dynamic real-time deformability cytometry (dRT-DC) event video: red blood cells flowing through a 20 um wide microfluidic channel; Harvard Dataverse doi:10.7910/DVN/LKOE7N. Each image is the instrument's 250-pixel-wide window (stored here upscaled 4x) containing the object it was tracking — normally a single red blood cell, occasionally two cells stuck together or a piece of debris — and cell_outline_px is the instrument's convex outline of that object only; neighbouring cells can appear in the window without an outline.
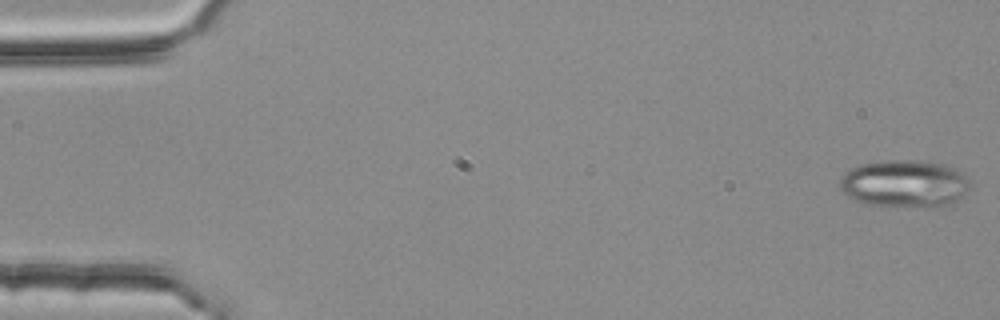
{"species": "common noctule bat (a hibernating species)", "species_latin": "Nyctalus noctula", "temperature_condition": "room temperature", "stored_images_in_passage": 3, "camera_frame_rate_fps": 3000, "um_per_image_px": 0.085, "animal": {"sex": "female", "body_mass_g": 25.1}, "frame": {"image": 1, "passage_image": 1, "time_ms": 0.0, "image_size_px": [1000, 320], "cell_outline_px": [[972, 188], [964, 196], [952, 204], [940, 208], [936, 208], [868, 204], [856, 200], [848, 196], [840, 188], [840, 176], [844, 172], [852, 168], [864, 164], [888, 160], [928, 160], [944, 164], [956, 168], [964, 172]], "centroid_in_image_um": [76.98, 15.61], "position_along_channel_um": 8.0, "area_um2": 36.65}}